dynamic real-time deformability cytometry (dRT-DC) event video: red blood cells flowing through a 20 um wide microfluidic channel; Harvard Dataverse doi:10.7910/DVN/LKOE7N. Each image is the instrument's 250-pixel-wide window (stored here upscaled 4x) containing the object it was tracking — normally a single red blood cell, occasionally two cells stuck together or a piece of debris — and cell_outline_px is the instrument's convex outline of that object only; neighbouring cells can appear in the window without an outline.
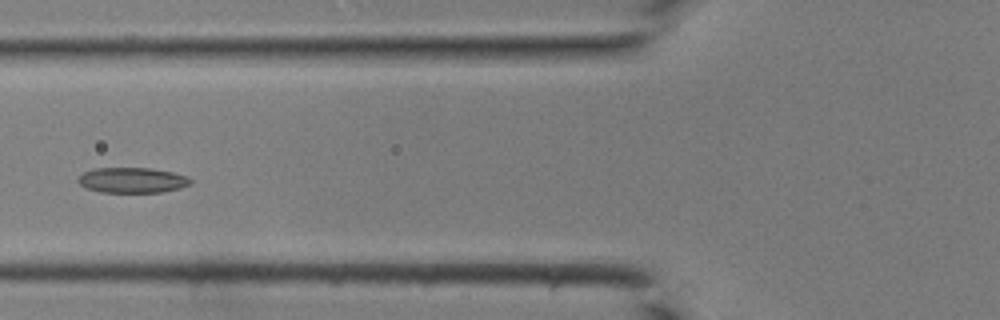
{"species": "common noctule bat (a hibernating species)", "species_latin": "Nyctalus noctula", "temperature_condition": "room temperature", "stored_images_in_passage": 44, "camera_frame_rate_fps": 3000, "um_per_image_px": 0.085, "animal": {"sex": "male", "body_mass_g": 19.0, "forearm_length_mm": 50.8}, "frame": {"image": 1, "passage_image": 19, "time_ms": 6.0, "image_size_px": [1000, 320], "cell_outline_px": [[192, 184], [180, 188], [160, 192], [100, 192], [84, 188], [76, 180], [84, 172], [92, 168], [152, 168], [172, 172], [184, 176], [192, 180]], "centroid_in_image_um": [11.21, 15.31], "position_along_channel_um": 114.6, "area_um2": 16.65}}
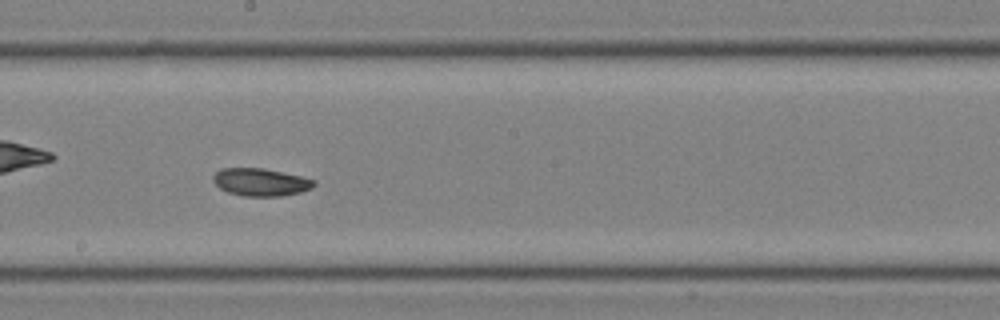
{"frame": {"image": 2, "passage_image": 26, "time_ms": 8.333, "image_size_px": [1000, 320], "cell_outline_px": [[316, 184], [312, 188], [300, 192], [280, 196], [244, 196], [228, 192], [220, 188], [212, 180], [212, 176], [220, 168], [264, 168], [300, 176], [316, 180]], "centroid_in_image_um": [22.15, 15.47], "position_along_channel_um": 226.1, "area_um2": 16.24}}